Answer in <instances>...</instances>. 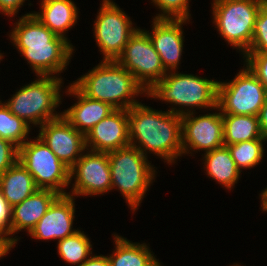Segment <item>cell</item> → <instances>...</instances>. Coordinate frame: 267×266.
Segmentation results:
<instances>
[{
    "mask_svg": "<svg viewBox=\"0 0 267 266\" xmlns=\"http://www.w3.org/2000/svg\"><path fill=\"white\" fill-rule=\"evenodd\" d=\"M10 32V40L28 61L36 76H55L66 70L73 45L56 36L33 13L22 15Z\"/></svg>",
    "mask_w": 267,
    "mask_h": 266,
    "instance_id": "obj_1",
    "label": "cell"
},
{
    "mask_svg": "<svg viewBox=\"0 0 267 266\" xmlns=\"http://www.w3.org/2000/svg\"><path fill=\"white\" fill-rule=\"evenodd\" d=\"M128 116L130 145L138 148L143 155L154 153L169 165L182 157L180 115L158 111L140 102L128 109Z\"/></svg>",
    "mask_w": 267,
    "mask_h": 266,
    "instance_id": "obj_2",
    "label": "cell"
},
{
    "mask_svg": "<svg viewBox=\"0 0 267 266\" xmlns=\"http://www.w3.org/2000/svg\"><path fill=\"white\" fill-rule=\"evenodd\" d=\"M73 84L87 97L110 104L115 109H130L145 89L116 61H101ZM136 96V97H135Z\"/></svg>",
    "mask_w": 267,
    "mask_h": 266,
    "instance_id": "obj_3",
    "label": "cell"
},
{
    "mask_svg": "<svg viewBox=\"0 0 267 266\" xmlns=\"http://www.w3.org/2000/svg\"><path fill=\"white\" fill-rule=\"evenodd\" d=\"M217 85L218 81L213 79L169 71L146 92V96L178 105L181 108L173 107L168 111L183 116L195 111L196 107L216 109Z\"/></svg>",
    "mask_w": 267,
    "mask_h": 266,
    "instance_id": "obj_4",
    "label": "cell"
},
{
    "mask_svg": "<svg viewBox=\"0 0 267 266\" xmlns=\"http://www.w3.org/2000/svg\"><path fill=\"white\" fill-rule=\"evenodd\" d=\"M108 156L111 190L118 188L135 212L155 179V167L149 163L147 156L132 145L110 151Z\"/></svg>",
    "mask_w": 267,
    "mask_h": 266,
    "instance_id": "obj_5",
    "label": "cell"
},
{
    "mask_svg": "<svg viewBox=\"0 0 267 266\" xmlns=\"http://www.w3.org/2000/svg\"><path fill=\"white\" fill-rule=\"evenodd\" d=\"M41 77V78H40ZM38 79L22 86L11 99L4 102L10 111L26 123L42 126L62 115L56 108L61 104L63 80L56 76H38Z\"/></svg>",
    "mask_w": 267,
    "mask_h": 266,
    "instance_id": "obj_6",
    "label": "cell"
},
{
    "mask_svg": "<svg viewBox=\"0 0 267 266\" xmlns=\"http://www.w3.org/2000/svg\"><path fill=\"white\" fill-rule=\"evenodd\" d=\"M265 0H213L215 28L228 44L243 55L252 43L255 20Z\"/></svg>",
    "mask_w": 267,
    "mask_h": 266,
    "instance_id": "obj_7",
    "label": "cell"
},
{
    "mask_svg": "<svg viewBox=\"0 0 267 266\" xmlns=\"http://www.w3.org/2000/svg\"><path fill=\"white\" fill-rule=\"evenodd\" d=\"M18 161L31 173L38 188L51 189L60 195L69 193L65 187L70 184V169L38 136L18 148Z\"/></svg>",
    "mask_w": 267,
    "mask_h": 266,
    "instance_id": "obj_8",
    "label": "cell"
},
{
    "mask_svg": "<svg viewBox=\"0 0 267 266\" xmlns=\"http://www.w3.org/2000/svg\"><path fill=\"white\" fill-rule=\"evenodd\" d=\"M267 90L245 66L229 82L218 81L217 111L222 114L258 116Z\"/></svg>",
    "mask_w": 267,
    "mask_h": 266,
    "instance_id": "obj_9",
    "label": "cell"
},
{
    "mask_svg": "<svg viewBox=\"0 0 267 266\" xmlns=\"http://www.w3.org/2000/svg\"><path fill=\"white\" fill-rule=\"evenodd\" d=\"M116 62L129 71L146 92L167 73L148 33L139 28Z\"/></svg>",
    "mask_w": 267,
    "mask_h": 266,
    "instance_id": "obj_10",
    "label": "cell"
},
{
    "mask_svg": "<svg viewBox=\"0 0 267 266\" xmlns=\"http://www.w3.org/2000/svg\"><path fill=\"white\" fill-rule=\"evenodd\" d=\"M94 21V37L103 61H116L136 32L130 17L111 0H103Z\"/></svg>",
    "mask_w": 267,
    "mask_h": 266,
    "instance_id": "obj_11",
    "label": "cell"
},
{
    "mask_svg": "<svg viewBox=\"0 0 267 266\" xmlns=\"http://www.w3.org/2000/svg\"><path fill=\"white\" fill-rule=\"evenodd\" d=\"M84 154V155H83ZM70 168V183L74 178L70 196L99 195L111 191V170L108 152H84Z\"/></svg>",
    "mask_w": 267,
    "mask_h": 266,
    "instance_id": "obj_12",
    "label": "cell"
},
{
    "mask_svg": "<svg viewBox=\"0 0 267 266\" xmlns=\"http://www.w3.org/2000/svg\"><path fill=\"white\" fill-rule=\"evenodd\" d=\"M194 113L181 116L183 154L195 150L206 153L224 146L221 111L197 117Z\"/></svg>",
    "mask_w": 267,
    "mask_h": 266,
    "instance_id": "obj_13",
    "label": "cell"
},
{
    "mask_svg": "<svg viewBox=\"0 0 267 266\" xmlns=\"http://www.w3.org/2000/svg\"><path fill=\"white\" fill-rule=\"evenodd\" d=\"M69 169L86 151L85 135L61 115L40 126L37 135Z\"/></svg>",
    "mask_w": 267,
    "mask_h": 266,
    "instance_id": "obj_14",
    "label": "cell"
},
{
    "mask_svg": "<svg viewBox=\"0 0 267 266\" xmlns=\"http://www.w3.org/2000/svg\"><path fill=\"white\" fill-rule=\"evenodd\" d=\"M74 200L68 194L59 195L28 235L38 240L59 241L78 231L72 229L75 217Z\"/></svg>",
    "mask_w": 267,
    "mask_h": 266,
    "instance_id": "obj_15",
    "label": "cell"
},
{
    "mask_svg": "<svg viewBox=\"0 0 267 266\" xmlns=\"http://www.w3.org/2000/svg\"><path fill=\"white\" fill-rule=\"evenodd\" d=\"M128 119V110L115 109L85 135L86 149L110 152L129 146Z\"/></svg>",
    "mask_w": 267,
    "mask_h": 266,
    "instance_id": "obj_16",
    "label": "cell"
},
{
    "mask_svg": "<svg viewBox=\"0 0 267 266\" xmlns=\"http://www.w3.org/2000/svg\"><path fill=\"white\" fill-rule=\"evenodd\" d=\"M189 21L190 20L153 19V24H151L152 32L145 30L167 72L176 71L179 67L178 65L184 47L182 25Z\"/></svg>",
    "mask_w": 267,
    "mask_h": 266,
    "instance_id": "obj_17",
    "label": "cell"
},
{
    "mask_svg": "<svg viewBox=\"0 0 267 266\" xmlns=\"http://www.w3.org/2000/svg\"><path fill=\"white\" fill-rule=\"evenodd\" d=\"M66 93L73 95L78 101L64 110L62 115L83 135L115 110L108 103L85 96L73 83L68 86Z\"/></svg>",
    "mask_w": 267,
    "mask_h": 266,
    "instance_id": "obj_18",
    "label": "cell"
},
{
    "mask_svg": "<svg viewBox=\"0 0 267 266\" xmlns=\"http://www.w3.org/2000/svg\"><path fill=\"white\" fill-rule=\"evenodd\" d=\"M51 189H38L21 203L12 207L11 236L26 230L28 234L59 196Z\"/></svg>",
    "mask_w": 267,
    "mask_h": 266,
    "instance_id": "obj_19",
    "label": "cell"
},
{
    "mask_svg": "<svg viewBox=\"0 0 267 266\" xmlns=\"http://www.w3.org/2000/svg\"><path fill=\"white\" fill-rule=\"evenodd\" d=\"M40 12H32L56 36L70 41L66 31L76 24L78 8L72 0H41Z\"/></svg>",
    "mask_w": 267,
    "mask_h": 266,
    "instance_id": "obj_20",
    "label": "cell"
},
{
    "mask_svg": "<svg viewBox=\"0 0 267 266\" xmlns=\"http://www.w3.org/2000/svg\"><path fill=\"white\" fill-rule=\"evenodd\" d=\"M0 189L3 197L13 207L31 196L39 188L31 173L17 161L0 175Z\"/></svg>",
    "mask_w": 267,
    "mask_h": 266,
    "instance_id": "obj_21",
    "label": "cell"
},
{
    "mask_svg": "<svg viewBox=\"0 0 267 266\" xmlns=\"http://www.w3.org/2000/svg\"><path fill=\"white\" fill-rule=\"evenodd\" d=\"M204 166L206 174L223 187L231 190L237 183L241 171L236 167L235 161L227 146L204 153Z\"/></svg>",
    "mask_w": 267,
    "mask_h": 266,
    "instance_id": "obj_22",
    "label": "cell"
},
{
    "mask_svg": "<svg viewBox=\"0 0 267 266\" xmlns=\"http://www.w3.org/2000/svg\"><path fill=\"white\" fill-rule=\"evenodd\" d=\"M115 250L109 255L111 266H161L146 243H133L114 234Z\"/></svg>",
    "mask_w": 267,
    "mask_h": 266,
    "instance_id": "obj_23",
    "label": "cell"
},
{
    "mask_svg": "<svg viewBox=\"0 0 267 266\" xmlns=\"http://www.w3.org/2000/svg\"><path fill=\"white\" fill-rule=\"evenodd\" d=\"M224 145L260 139L258 116L222 114Z\"/></svg>",
    "mask_w": 267,
    "mask_h": 266,
    "instance_id": "obj_24",
    "label": "cell"
},
{
    "mask_svg": "<svg viewBox=\"0 0 267 266\" xmlns=\"http://www.w3.org/2000/svg\"><path fill=\"white\" fill-rule=\"evenodd\" d=\"M57 252L65 262L79 266L92 255V244L84 231L61 239L57 243Z\"/></svg>",
    "mask_w": 267,
    "mask_h": 266,
    "instance_id": "obj_25",
    "label": "cell"
},
{
    "mask_svg": "<svg viewBox=\"0 0 267 266\" xmlns=\"http://www.w3.org/2000/svg\"><path fill=\"white\" fill-rule=\"evenodd\" d=\"M31 126L14 115L5 103L0 101V137L9 140L18 148L27 141Z\"/></svg>",
    "mask_w": 267,
    "mask_h": 266,
    "instance_id": "obj_26",
    "label": "cell"
},
{
    "mask_svg": "<svg viewBox=\"0 0 267 266\" xmlns=\"http://www.w3.org/2000/svg\"><path fill=\"white\" fill-rule=\"evenodd\" d=\"M266 140L262 137L260 139H253L250 141L239 142L227 146L235 161L236 167L241 169H250L260 164L264 156L263 142Z\"/></svg>",
    "mask_w": 267,
    "mask_h": 266,
    "instance_id": "obj_27",
    "label": "cell"
},
{
    "mask_svg": "<svg viewBox=\"0 0 267 266\" xmlns=\"http://www.w3.org/2000/svg\"><path fill=\"white\" fill-rule=\"evenodd\" d=\"M160 10L153 19L190 20L189 0H151Z\"/></svg>",
    "mask_w": 267,
    "mask_h": 266,
    "instance_id": "obj_28",
    "label": "cell"
},
{
    "mask_svg": "<svg viewBox=\"0 0 267 266\" xmlns=\"http://www.w3.org/2000/svg\"><path fill=\"white\" fill-rule=\"evenodd\" d=\"M247 52H267V0H265L256 17L253 38Z\"/></svg>",
    "mask_w": 267,
    "mask_h": 266,
    "instance_id": "obj_29",
    "label": "cell"
},
{
    "mask_svg": "<svg viewBox=\"0 0 267 266\" xmlns=\"http://www.w3.org/2000/svg\"><path fill=\"white\" fill-rule=\"evenodd\" d=\"M243 58L245 65L267 90V52H246Z\"/></svg>",
    "mask_w": 267,
    "mask_h": 266,
    "instance_id": "obj_30",
    "label": "cell"
},
{
    "mask_svg": "<svg viewBox=\"0 0 267 266\" xmlns=\"http://www.w3.org/2000/svg\"><path fill=\"white\" fill-rule=\"evenodd\" d=\"M18 161V147L0 137V175Z\"/></svg>",
    "mask_w": 267,
    "mask_h": 266,
    "instance_id": "obj_31",
    "label": "cell"
},
{
    "mask_svg": "<svg viewBox=\"0 0 267 266\" xmlns=\"http://www.w3.org/2000/svg\"><path fill=\"white\" fill-rule=\"evenodd\" d=\"M12 207L3 197L0 189V231L11 236Z\"/></svg>",
    "mask_w": 267,
    "mask_h": 266,
    "instance_id": "obj_32",
    "label": "cell"
},
{
    "mask_svg": "<svg viewBox=\"0 0 267 266\" xmlns=\"http://www.w3.org/2000/svg\"><path fill=\"white\" fill-rule=\"evenodd\" d=\"M25 0H0V12L5 16H14L18 14L19 8L23 6Z\"/></svg>",
    "mask_w": 267,
    "mask_h": 266,
    "instance_id": "obj_33",
    "label": "cell"
},
{
    "mask_svg": "<svg viewBox=\"0 0 267 266\" xmlns=\"http://www.w3.org/2000/svg\"><path fill=\"white\" fill-rule=\"evenodd\" d=\"M16 237L17 236H15L14 238L13 236L9 237V234L0 231V258L8 254L11 248H13V246L17 244V241L19 239Z\"/></svg>",
    "mask_w": 267,
    "mask_h": 266,
    "instance_id": "obj_34",
    "label": "cell"
},
{
    "mask_svg": "<svg viewBox=\"0 0 267 266\" xmlns=\"http://www.w3.org/2000/svg\"><path fill=\"white\" fill-rule=\"evenodd\" d=\"M261 136L267 141V95L258 114Z\"/></svg>",
    "mask_w": 267,
    "mask_h": 266,
    "instance_id": "obj_35",
    "label": "cell"
},
{
    "mask_svg": "<svg viewBox=\"0 0 267 266\" xmlns=\"http://www.w3.org/2000/svg\"><path fill=\"white\" fill-rule=\"evenodd\" d=\"M79 266H111L108 255H94L93 254Z\"/></svg>",
    "mask_w": 267,
    "mask_h": 266,
    "instance_id": "obj_36",
    "label": "cell"
},
{
    "mask_svg": "<svg viewBox=\"0 0 267 266\" xmlns=\"http://www.w3.org/2000/svg\"><path fill=\"white\" fill-rule=\"evenodd\" d=\"M261 207L263 211H267V187L260 193Z\"/></svg>",
    "mask_w": 267,
    "mask_h": 266,
    "instance_id": "obj_37",
    "label": "cell"
},
{
    "mask_svg": "<svg viewBox=\"0 0 267 266\" xmlns=\"http://www.w3.org/2000/svg\"><path fill=\"white\" fill-rule=\"evenodd\" d=\"M231 266V265H230ZM232 266H241V265H239V264H233Z\"/></svg>",
    "mask_w": 267,
    "mask_h": 266,
    "instance_id": "obj_38",
    "label": "cell"
}]
</instances>
